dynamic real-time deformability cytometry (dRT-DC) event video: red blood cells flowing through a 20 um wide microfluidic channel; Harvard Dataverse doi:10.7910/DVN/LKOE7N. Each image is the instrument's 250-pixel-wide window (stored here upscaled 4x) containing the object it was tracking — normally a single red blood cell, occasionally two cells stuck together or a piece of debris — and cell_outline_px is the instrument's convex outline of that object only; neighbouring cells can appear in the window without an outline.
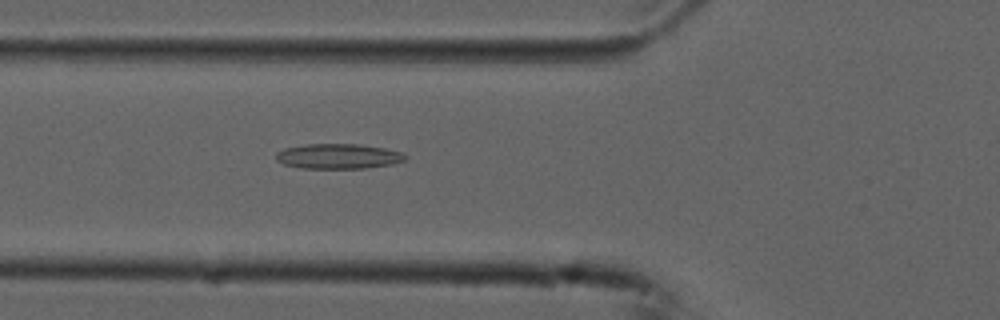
{"species": "common noctule bat (a hibernating species)", "species_latin": "Nyctalus noctula", "temperature_condition": "cold", "stored_images_in_passage": 39, "camera_frame_rate_fps": 3000, "um_per_image_px": 0.085, "animal": {"sex": "male", "forearm_length_mm": 52.5}, "frame": {"image": 1, "passage_image": 4, "time_ms": 1.0, "image_size_px": [1000, 320], "cell_outline_px": [[408, 156], [404, 160], [392, 164], [364, 168], [300, 168], [284, 164], [276, 160], [276, 152], [284, 148], [308, 144], [360, 144], [384, 148], [404, 152]], "centroid_in_image_um": [28.76, 13.28], "position_along_channel_um": 97.0, "area_um2": 18.9}}
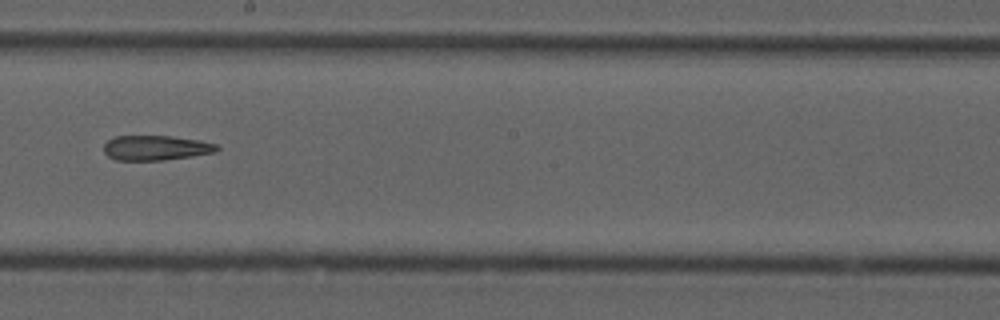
{"frame": {"image": 2, "passage_image": 15, "time_ms": 4.667, "image_size_px": [1000, 320], "cell_outline_px": [[220, 148], [216, 152], [192, 156], [164, 160], [116, 160], [108, 156], [104, 152], [104, 144], [108, 140], [116, 136], [172, 136], [200, 140], [216, 144]], "centroid_in_image_um": [13.26, 12.56], "position_along_channel_um": 234.9, "area_um2": 16.42}}
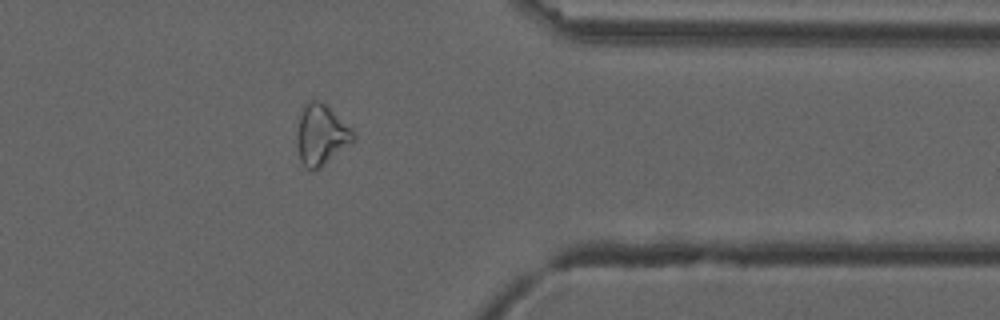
{"frame": {"image": 3, "passage_image": 28, "time_ms": 9.0, "image_size_px": [1000, 320], "cell_outline_px": [[356, 140], [352, 144], [320, 168], [312, 172], [304, 168], [300, 160], [296, 144], [296, 132], [300, 116], [304, 104], [308, 100], [320, 100], [352, 128], [356, 136]], "centroid_in_image_um": [27.3, 11.5], "position_along_channel_um": 384.1, "area_um2": 20.4}}